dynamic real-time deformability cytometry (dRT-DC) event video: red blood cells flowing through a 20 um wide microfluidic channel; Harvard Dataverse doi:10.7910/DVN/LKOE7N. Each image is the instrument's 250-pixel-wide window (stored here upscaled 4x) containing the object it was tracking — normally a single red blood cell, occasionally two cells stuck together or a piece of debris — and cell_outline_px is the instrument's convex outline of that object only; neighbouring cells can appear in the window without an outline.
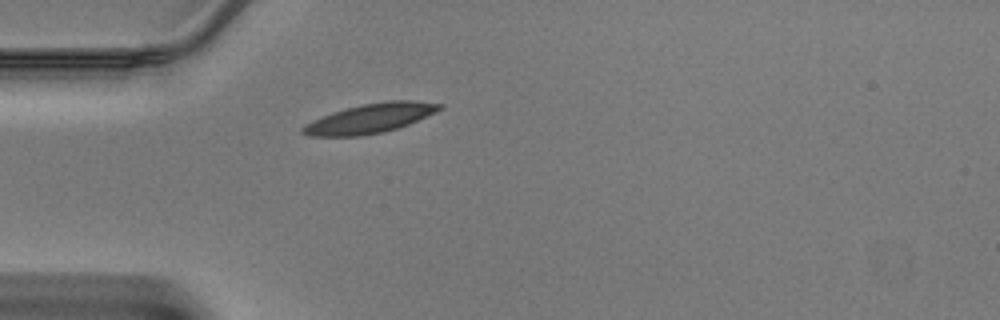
{"species": "Egyptian fruit bat (a non-hibernating species)", "species_latin": "Rousettus aegyptiacus", "temperature_condition": "warm", "stored_images_in_passage": 34, "camera_frame_rate_fps": 3000, "um_per_image_px": 0.085, "animal": {"sex": "male"}, "frame": {"image": 1, "passage_image": 1, "time_ms": 0.0, "image_size_px": [1000, 320], "cell_outline_px": [[444, 108], [436, 112], [408, 124], [384, 132], [360, 136], [308, 136], [300, 132], [300, 128], [304, 124], [312, 120], [332, 112], [364, 104], [388, 100], [416, 100], [444, 104]], "centroid_in_image_um": [31.46, 10.06], "position_along_channel_um": 53.5, "area_um2": 23.52}}
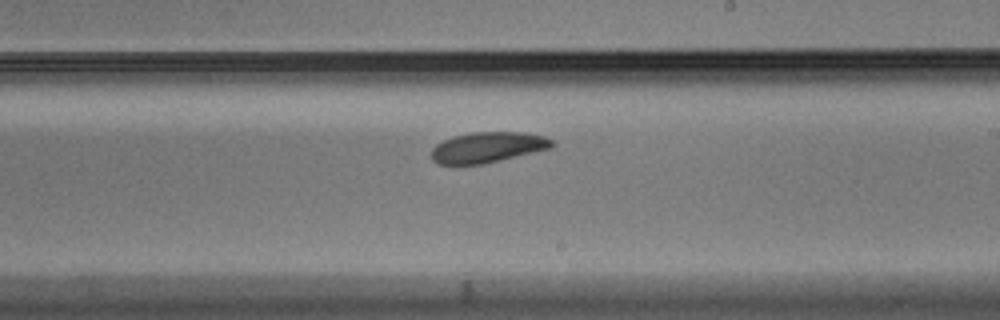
{"frame": {"image": 2, "passage_image": 15, "time_ms": 4.667, "image_size_px": [1000, 320], "cell_outline_px": [[556, 144], [552, 148], [484, 164], [456, 168], [436, 164], [432, 160], [432, 148], [436, 144], [452, 136], [472, 132], [524, 132], [544, 136], [552, 140]], "centroid_in_image_um": [41.39, 12.57], "position_along_channel_um": 247.6, "area_um2": 22.31}}
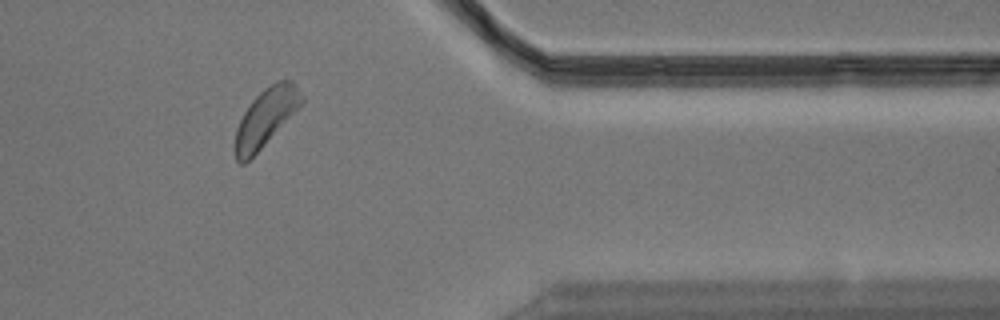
{"frame": {"image": 3, "passage_image": 26, "time_ms": 8.333, "image_size_px": [1000, 320], "cell_outline_px": [[304, 100], [260, 148], [244, 164], [240, 164], [236, 160], [236, 128], [244, 112], [252, 100], [264, 88], [276, 80], [292, 80], [296, 84], [304, 96]], "centroid_in_image_um": [22.59, 9.92], "position_along_channel_um": 388.8, "area_um2": 21.56}}